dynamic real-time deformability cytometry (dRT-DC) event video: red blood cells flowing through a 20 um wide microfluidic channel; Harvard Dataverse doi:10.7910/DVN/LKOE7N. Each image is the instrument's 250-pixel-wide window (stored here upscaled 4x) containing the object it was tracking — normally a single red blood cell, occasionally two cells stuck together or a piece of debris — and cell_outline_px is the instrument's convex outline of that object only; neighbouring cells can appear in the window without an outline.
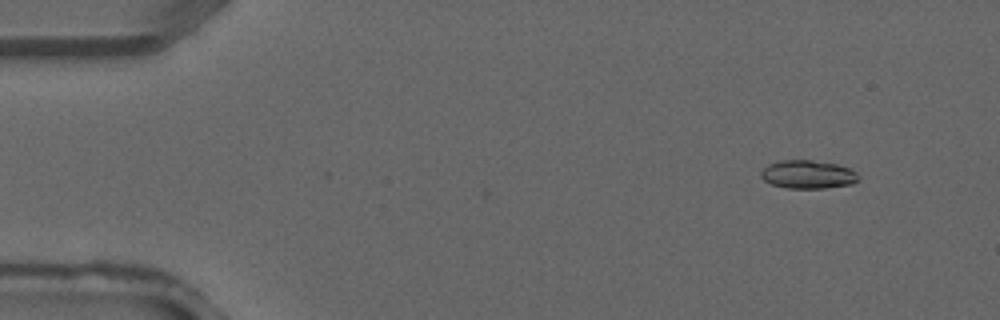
{"species": "common noctule bat (a hibernating species)", "species_latin": "Nyctalus noctula", "temperature_condition": "warm", "stored_images_in_passage": 4, "camera_frame_rate_fps": 3000, "um_per_image_px": 0.085, "animal": {"sex": "male", "forearm_length_mm": 52.5}, "frame": {"image": 1, "passage_image": 2, "time_ms": 0.333, "image_size_px": [1000, 320], "cell_outline_px": [[860, 180], [852, 184], [824, 188], [788, 188], [772, 184], [764, 180], [760, 176], [760, 172], [768, 164], [780, 160], [812, 160], [836, 164], [848, 168], [856, 172], [860, 176]], "centroid_in_image_um": [68.68, 14.82], "position_along_channel_um": 16.3, "area_um2": 16.13}}
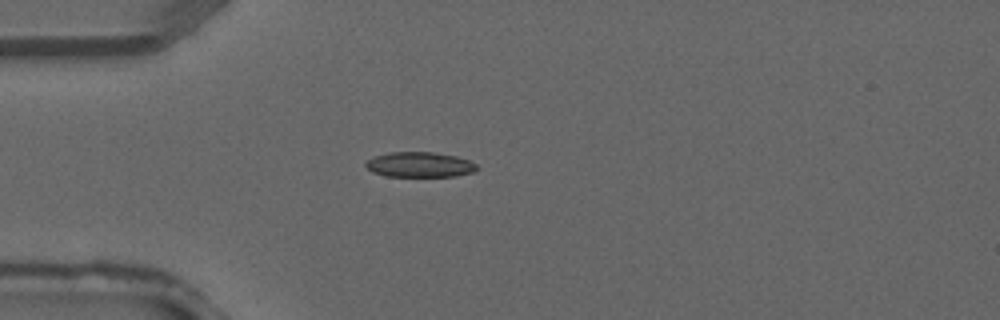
{"frame": {"image": 2, "passage_image": 4, "time_ms": 1.0, "image_size_px": [1000, 320], "cell_outline_px": [[480, 168], [472, 172], [456, 176], [384, 176], [372, 172], [364, 164], [372, 156], [388, 152], [432, 152], [456, 156], [468, 160], [476, 164]], "centroid_in_image_um": [35.65, 13.99], "position_along_channel_um": 49.3, "area_um2": 16.36}}